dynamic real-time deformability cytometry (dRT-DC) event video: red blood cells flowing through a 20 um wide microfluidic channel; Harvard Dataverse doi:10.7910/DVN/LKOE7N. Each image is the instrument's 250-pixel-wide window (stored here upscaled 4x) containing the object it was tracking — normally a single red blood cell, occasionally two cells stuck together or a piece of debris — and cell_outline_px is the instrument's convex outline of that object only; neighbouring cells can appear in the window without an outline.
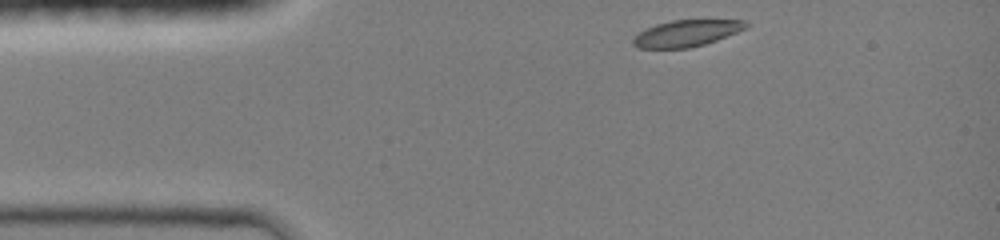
{"species": "common noctule bat (a hibernating species)", "species_latin": "Nyctalus noctula", "temperature_condition": "room temperature", "stored_images_in_passage": 34, "camera_frame_rate_fps": 3000, "um_per_image_px": 0.085, "animal": {"sex": "female", "body_mass_g": 19.0, "forearm_length_mm": 51.5}, "frame": {"image": 1, "passage_image": 1, "time_ms": 0.0, "image_size_px": [1000, 240], "cell_outline_px": [[752, 24], [748, 28], [716, 40], [704, 44], [688, 48], [636, 48], [632, 44], [632, 40], [640, 32], [656, 24], [672, 20], [748, 20]], "centroid_in_image_um": [58.41, 2.82], "position_along_channel_um": 26.6, "area_um2": 17.46}}
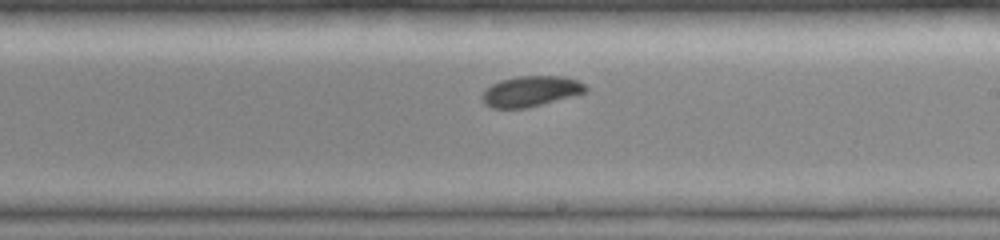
{"frame": {"image": 2, "passage_image": 20, "time_ms": 6.333, "image_size_px": [1000, 240], "cell_outline_px": [[588, 92], [524, 108], [492, 108], [484, 104], [480, 100], [480, 96], [492, 84], [500, 80], [516, 76], [564, 76], [580, 80], [588, 88]], "centroid_in_image_um": [45.11, 7.74], "position_along_channel_um": 243.9, "area_um2": 18.5}}
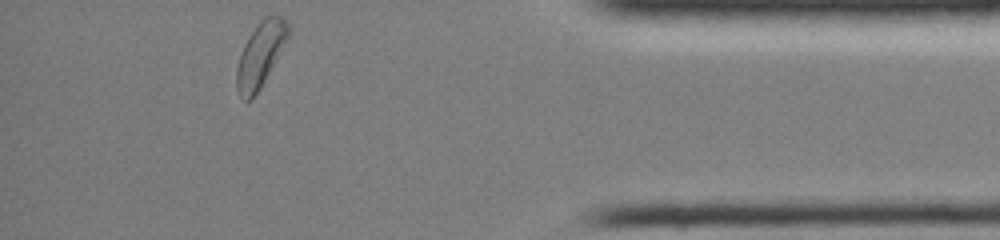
{"frame": {"image": 3, "passage_image": 34, "time_ms": 11.0, "image_size_px": [1000, 240], "cell_outline_px": [[288, 36], [284, 44], [260, 88], [252, 100], [244, 100], [236, 92], [236, 68], [244, 44], [248, 36], [256, 24], [264, 16], [284, 16], [288, 24]], "centroid_in_image_um": [22.1, 4.64], "position_along_channel_um": 413.1, "area_um2": 19.19}, "authors_computed_cell_mechanics": {"area_um2": 18.8717, "velocity_mm_per_s": 4.2032, "shape_relaxation_time_tau1_ms": 2.4433, "shape_relaxation_time_tau2_ms": null, "deformation_change_tau1": 0.0755, "deformation_change_tau2": null}}